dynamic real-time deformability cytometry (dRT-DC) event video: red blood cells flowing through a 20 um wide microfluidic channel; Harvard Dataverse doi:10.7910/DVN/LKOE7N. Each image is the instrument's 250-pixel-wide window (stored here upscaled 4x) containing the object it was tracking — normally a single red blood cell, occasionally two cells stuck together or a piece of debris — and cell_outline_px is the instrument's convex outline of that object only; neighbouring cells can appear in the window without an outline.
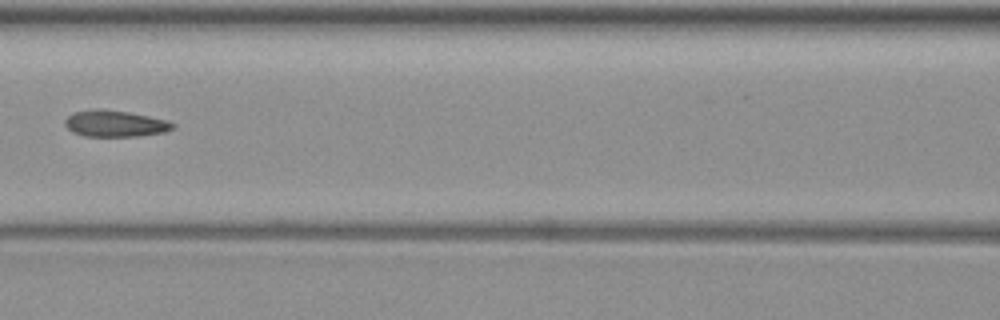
{"species": "common noctule bat (a hibernating species)", "species_latin": "Nyctalus noctula", "temperature_condition": "warm", "stored_images_in_passage": 3, "camera_frame_rate_fps": 3000, "um_per_image_px": 0.085, "animal": {"sex": "female", "body_mass_g": 19.3, "forearm_length_mm": 54.1}, "frame": {"image": 1, "passage_image": 3, "time_ms": 2.333, "image_size_px": [1000, 320], "cell_outline_px": [[176, 128], [164, 132], [140, 136], [84, 136], [72, 132], [64, 124], [64, 120], [68, 116], [76, 112], [96, 108], [100, 108], [128, 112], [168, 120], [176, 124]], "centroid_in_image_um": [9.8, 10.5], "position_along_channel_um": 156.8, "area_um2": 16.7}}